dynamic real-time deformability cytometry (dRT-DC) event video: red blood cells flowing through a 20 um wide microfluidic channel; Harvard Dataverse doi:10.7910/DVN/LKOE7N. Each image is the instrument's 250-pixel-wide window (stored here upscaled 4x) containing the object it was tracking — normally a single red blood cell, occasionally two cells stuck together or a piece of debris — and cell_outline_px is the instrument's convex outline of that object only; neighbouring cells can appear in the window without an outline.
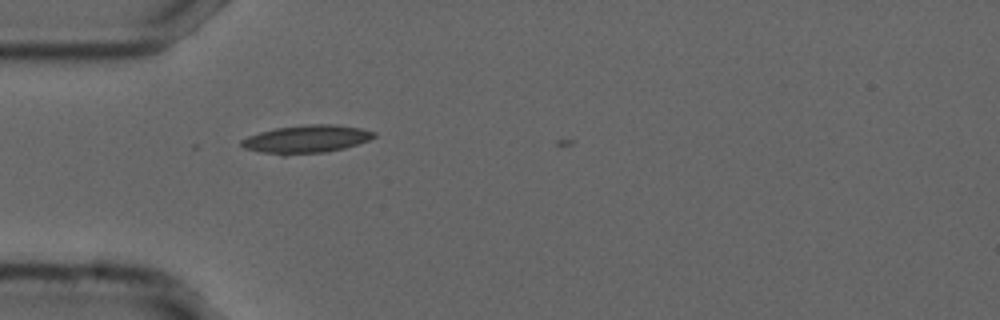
{"species": "common noctule bat (a hibernating species)", "species_latin": "Nyctalus noctula", "temperature_condition": "cold", "stored_images_in_passage": 3, "camera_frame_rate_fps": 3000, "um_per_image_px": 0.085, "animal": {"sex": "male", "forearm_length_mm": 52.5}, "frame": {"image": 1, "passage_image": 2, "time_ms": 0.333, "image_size_px": [1000, 320], "cell_outline_px": [[376, 136], [368, 140], [344, 148], [324, 152], [284, 156], [280, 156], [260, 152], [244, 148], [240, 144], [240, 140], [248, 136], [260, 132], [276, 128], [308, 124], [336, 124], [360, 128], [376, 132]], "centroid_in_image_um": [26.01, 11.83], "position_along_channel_um": 59.0, "area_um2": 21.73}}